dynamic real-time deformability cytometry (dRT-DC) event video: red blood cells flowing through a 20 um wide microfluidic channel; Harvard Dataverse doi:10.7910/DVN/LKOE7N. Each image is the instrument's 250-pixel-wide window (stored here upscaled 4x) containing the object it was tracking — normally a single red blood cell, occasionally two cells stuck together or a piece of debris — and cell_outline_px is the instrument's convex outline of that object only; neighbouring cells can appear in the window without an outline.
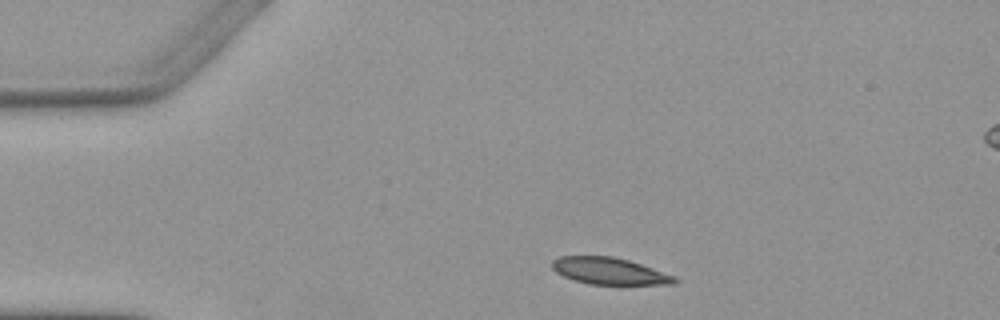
{"species": "Egyptian fruit bat (a non-hibernating species)", "species_latin": "Rousettus aegyptiacus", "temperature_condition": "warm", "stored_images_in_passage": 4, "camera_frame_rate_fps": 3000, "um_per_image_px": 0.085, "animal": {"sex": "female"}, "frame": {"image": 1, "passage_image": 1, "time_ms": 0.0, "image_size_px": [1000, 320], "cell_outline_px": [[680, 280], [676, 284], [588, 284], [564, 276], [556, 272], [552, 268], [552, 260], [560, 256], [612, 256], [628, 260], [676, 276]], "centroid_in_image_um": [51.82, 23.04], "position_along_channel_um": 33.2, "area_um2": 19.02}}
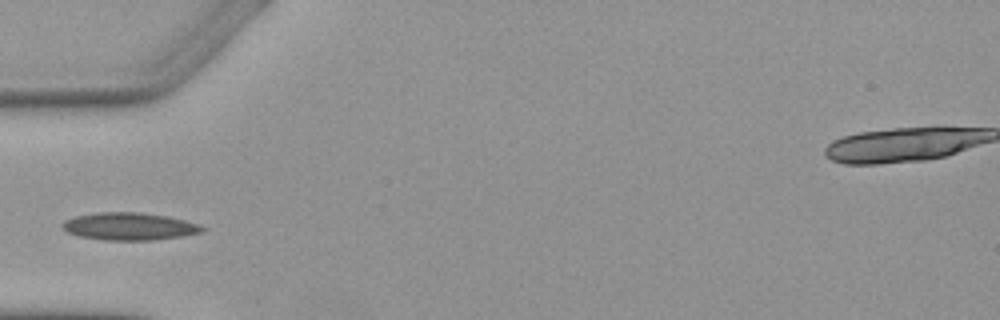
{"frame": {"image": 2, "passage_image": 3, "time_ms": 2.333, "image_size_px": [1000, 320], "cell_outline_px": [[204, 228], [200, 232], [180, 236], [152, 240], [104, 240], [80, 236], [68, 232], [64, 228], [64, 220], [76, 216], [96, 212], [140, 212], [168, 216], [200, 224]], "centroid_in_image_um": [10.99, 19.23], "position_along_channel_um": 74.0, "area_um2": 22.14}}